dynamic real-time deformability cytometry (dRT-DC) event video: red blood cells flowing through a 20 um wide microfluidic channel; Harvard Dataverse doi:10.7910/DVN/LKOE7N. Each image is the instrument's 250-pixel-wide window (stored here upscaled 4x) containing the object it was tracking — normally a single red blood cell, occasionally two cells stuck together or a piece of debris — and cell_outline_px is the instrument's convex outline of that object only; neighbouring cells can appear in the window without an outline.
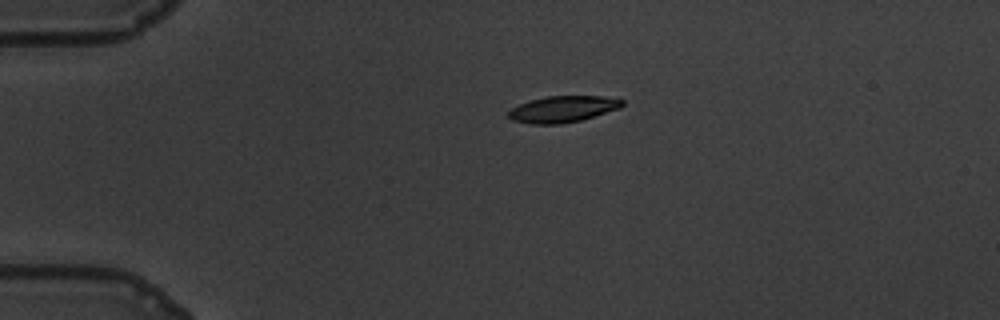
{"species": "common noctule bat (a hibernating species)", "species_latin": "Nyctalus noctula", "temperature_condition": "warm", "stored_images_in_passage": 47, "camera_frame_rate_fps": 3000, "um_per_image_px": 0.085, "animal": {"sex": "male", "body_mass_g": 19.5, "forearm_length_mm": 54.6}, "frame": {"image": 1, "passage_image": 1, "time_ms": 0.0, "image_size_px": [1000, 320], "cell_outline_px": [[624, 104], [620, 108], [580, 120], [560, 124], [528, 124], [512, 120], [508, 116], [508, 112], [512, 108], [520, 104], [544, 96], [600, 96], [624, 100]], "centroid_in_image_um": [47.82, 9.28], "position_along_channel_um": 37.2, "area_um2": 17.34}}
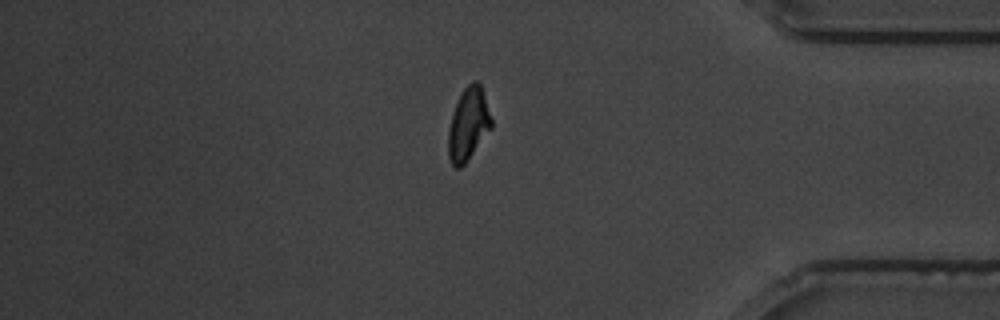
{"frame": {"image": 2, "passage_image": 38, "time_ms": 12.333, "image_size_px": [1000, 320], "cell_outline_px": [[492, 128], [468, 160], [460, 168], [456, 168], [452, 164], [448, 156], [448, 132], [452, 112], [464, 88], [472, 80], [476, 80], [480, 84], [492, 120]], "centroid_in_image_um": [39.8, 10.58], "position_along_channel_um": 395.4, "area_um2": 18.15}}
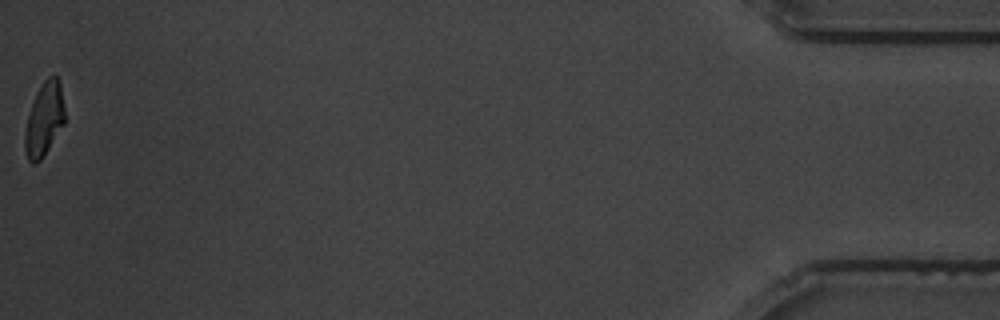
{"frame": {"image": 3, "passage_image": 47, "time_ms": 15.333, "image_size_px": [1000, 320], "cell_outline_px": [[64, 124], [40, 160], [36, 164], [32, 164], [28, 160], [24, 148], [24, 132], [28, 116], [36, 92], [44, 80], [48, 76], [56, 76], [60, 80], [64, 108]], "centroid_in_image_um": [3.75, 10.13], "position_along_channel_um": 431.5, "area_um2": 16.99}, "authors_computed_cell_mechanics": {"area_um2": 18.3804, "velocity_mm_per_s": 3.4455, "shape_relaxation_time_tau1_ms": 3.2567, "shape_relaxation_time_tau2_ms": 2.6343, "deformation_change_tau1": 0.1663, "deformation_change_tau2": 0.071}}